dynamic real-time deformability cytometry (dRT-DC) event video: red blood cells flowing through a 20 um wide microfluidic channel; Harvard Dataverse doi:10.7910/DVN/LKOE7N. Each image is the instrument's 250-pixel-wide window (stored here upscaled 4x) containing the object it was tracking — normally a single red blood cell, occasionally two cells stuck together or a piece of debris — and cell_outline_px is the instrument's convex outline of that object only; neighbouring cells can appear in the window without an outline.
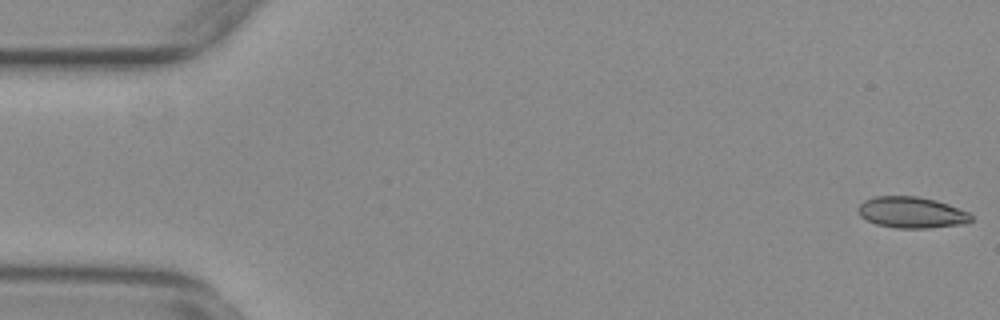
{"species": "common noctule bat (a hibernating species)", "species_latin": "Nyctalus noctula", "temperature_condition": "warm", "stored_images_in_passage": 12, "camera_frame_rate_fps": 3000, "um_per_image_px": 0.085, "animal": {"sex": "female", "body_mass_g": 29.2, "forearm_length_mm": 56.3}, "frame": {"image": 1, "passage_image": 1, "time_ms": 0.0, "image_size_px": [1000, 320], "cell_outline_px": [[972, 220], [968, 224], [928, 228], [896, 228], [876, 224], [860, 216], [856, 208], [864, 200], [876, 196], [916, 196], [936, 200], [948, 204], [968, 212], [972, 216]], "centroid_in_image_um": [77.49, 18.06], "position_along_channel_um": 7.5, "area_um2": 20.69}}